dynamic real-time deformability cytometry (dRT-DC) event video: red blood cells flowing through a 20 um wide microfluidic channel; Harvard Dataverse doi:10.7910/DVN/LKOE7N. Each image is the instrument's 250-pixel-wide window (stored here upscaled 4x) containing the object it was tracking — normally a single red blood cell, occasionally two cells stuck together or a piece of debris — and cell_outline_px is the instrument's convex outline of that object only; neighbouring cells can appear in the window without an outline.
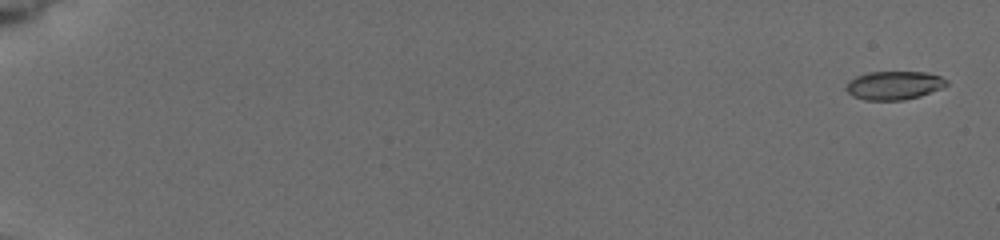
{"species": "common noctule bat (a hibernating species)", "species_latin": "Nyctalus noctula", "temperature_condition": "cold", "stored_images_in_passage": 16, "camera_frame_rate_fps": 3000, "um_per_image_px": 0.085, "animal": {"sex": "female", "body_mass_g": 19.5, "forearm_length_mm": 54.1}, "frame": {"image": 1, "passage_image": 1, "time_ms": 0.0, "image_size_px": [1000, 240], "cell_outline_px": [[948, 84], [940, 88], [920, 96], [904, 100], [864, 100], [852, 96], [844, 88], [856, 76], [868, 72], [924, 72], [940, 76], [948, 80]], "centroid_in_image_um": [75.99, 7.26], "position_along_channel_um": 9.0, "area_um2": 16.59}}
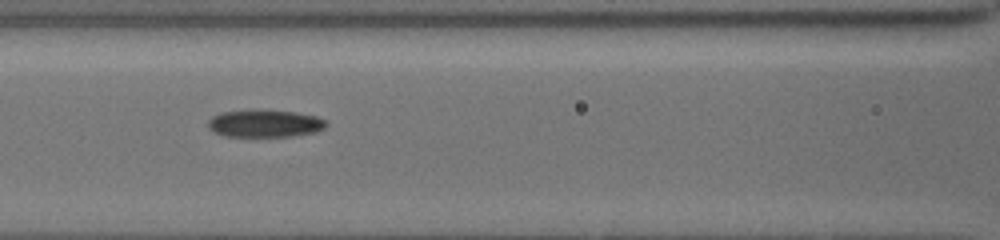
{"frame": {"image": 2, "passage_image": 11, "time_ms": 8.667, "image_size_px": [1000, 240], "cell_outline_px": [[328, 124], [324, 128], [316, 132], [292, 136], [228, 136], [216, 132], [208, 128], [208, 120], [212, 116], [220, 112], [252, 108], [264, 108], [296, 112], [316, 116], [324, 120]], "centroid_in_image_um": [22.5, 10.45], "position_along_channel_um": 144.1, "area_um2": 19.36}}
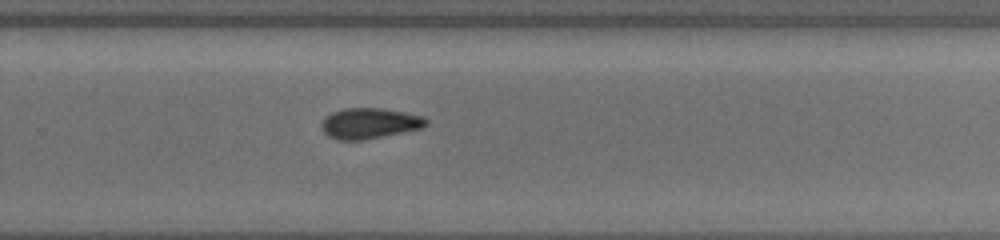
{"frame": {"image": 3, "passage_image": 16, "time_ms": 12.667, "image_size_px": [1000, 240], "cell_outline_px": [[428, 124], [420, 128], [360, 140], [340, 140], [328, 136], [324, 132], [320, 124], [332, 112], [344, 108], [384, 108], [424, 116], [428, 120]], "centroid_in_image_um": [31.41, 10.46], "position_along_channel_um": 298.4, "area_um2": 18.38}}